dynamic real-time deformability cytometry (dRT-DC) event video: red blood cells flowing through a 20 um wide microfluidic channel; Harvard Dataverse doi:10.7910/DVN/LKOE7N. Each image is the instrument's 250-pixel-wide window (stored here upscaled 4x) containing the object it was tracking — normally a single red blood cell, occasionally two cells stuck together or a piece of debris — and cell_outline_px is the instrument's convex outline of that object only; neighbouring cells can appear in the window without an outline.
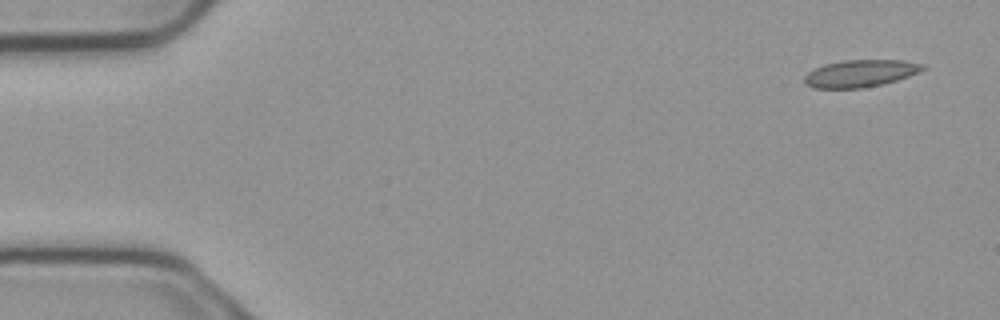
{"species": "common noctule bat (a hibernating species)", "species_latin": "Nyctalus noctula", "temperature_condition": "cold", "stored_images_in_passage": 5, "camera_frame_rate_fps": 3000, "um_per_image_px": 0.085, "animal": {"sex": "male", "body_mass_g": 23.1, "forearm_length_mm": 52.7}, "frame": {"image": 1, "passage_image": 1, "time_ms": 0.0, "image_size_px": [1000, 320], "cell_outline_px": [[928, 68], [920, 72], [896, 80], [880, 84], [860, 88], [812, 88], [804, 84], [804, 76], [808, 72], [824, 64], [844, 60], [904, 60], [924, 64]], "centroid_in_image_um": [73.13, 6.23], "position_along_channel_um": 11.9, "area_um2": 18.79}}